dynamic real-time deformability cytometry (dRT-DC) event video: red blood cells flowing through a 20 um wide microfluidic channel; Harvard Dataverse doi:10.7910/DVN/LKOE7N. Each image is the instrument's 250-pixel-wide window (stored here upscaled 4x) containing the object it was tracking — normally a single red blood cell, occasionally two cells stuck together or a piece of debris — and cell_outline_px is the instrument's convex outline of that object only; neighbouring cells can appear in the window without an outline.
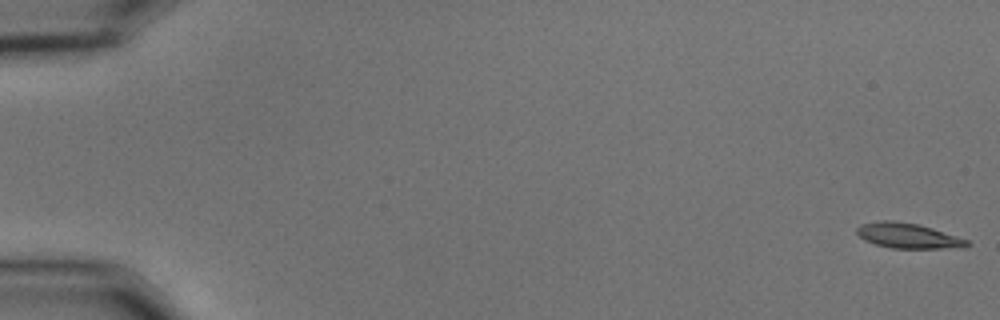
{"species": "common noctule bat (a hibernating species)", "species_latin": "Nyctalus noctula", "temperature_condition": "cold", "stored_images_in_passage": 56, "camera_frame_rate_fps": 3000, "um_per_image_px": 0.085, "animal": {"sex": "male", "body_mass_g": 15.6}, "frame": {"image": 1, "passage_image": 1, "time_ms": 0.0, "image_size_px": [1000, 320], "cell_outline_px": [[968, 244], [964, 248], [892, 248], [876, 244], [864, 240], [856, 232], [856, 228], [860, 224], [880, 220], [896, 220], [920, 224], [968, 240]], "centroid_in_image_um": [77.15, 20.02], "position_along_channel_um": 7.8, "area_um2": 16.18}}
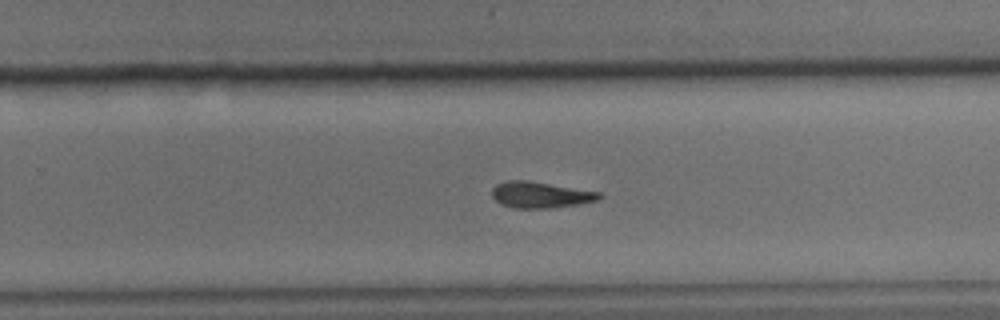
{"frame": {"image": 2, "passage_image": 37, "time_ms": 12.0, "image_size_px": [1000, 320], "cell_outline_px": [[604, 196], [596, 200], [576, 204], [552, 208], [512, 208], [500, 204], [492, 196], [492, 188], [496, 184], [508, 180], [528, 180], [604, 192]], "centroid_in_image_um": [45.95, 16.55], "position_along_channel_um": 283.8, "area_um2": 16.59}}
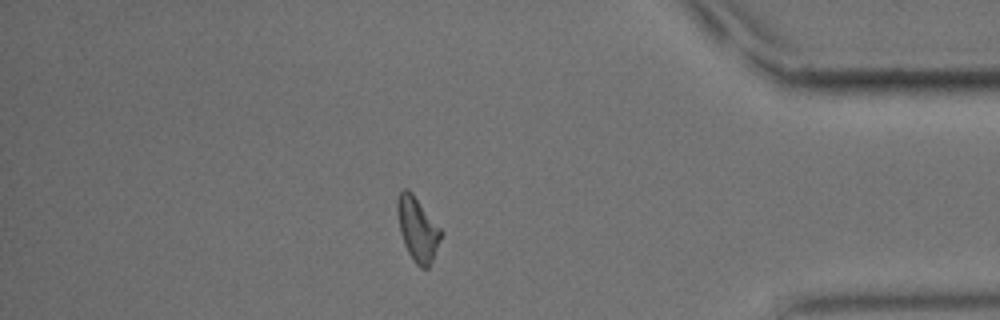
{"frame": {"image": 3, "passage_image": 49, "time_ms": 16.0, "image_size_px": [1000, 320], "cell_outline_px": [[444, 232], [432, 260], [428, 268], [420, 268], [412, 260], [404, 244], [400, 232], [396, 212], [396, 200], [400, 192], [404, 188], [408, 188], [412, 192]], "centroid_in_image_um": [35.48, 19.46], "position_along_channel_um": 399.7, "area_um2": 16.47}, "authors_computed_cell_mechanics": {"area_um2": 16.3574, "velocity_mm_per_s": 3.624, "shape_relaxation_time_tau1_ms": 5.6224, "shape_relaxation_time_tau2_ms": 10.0901, "deformation_change_tau1": 0.1823, "deformation_change_tau2": 0.229}}